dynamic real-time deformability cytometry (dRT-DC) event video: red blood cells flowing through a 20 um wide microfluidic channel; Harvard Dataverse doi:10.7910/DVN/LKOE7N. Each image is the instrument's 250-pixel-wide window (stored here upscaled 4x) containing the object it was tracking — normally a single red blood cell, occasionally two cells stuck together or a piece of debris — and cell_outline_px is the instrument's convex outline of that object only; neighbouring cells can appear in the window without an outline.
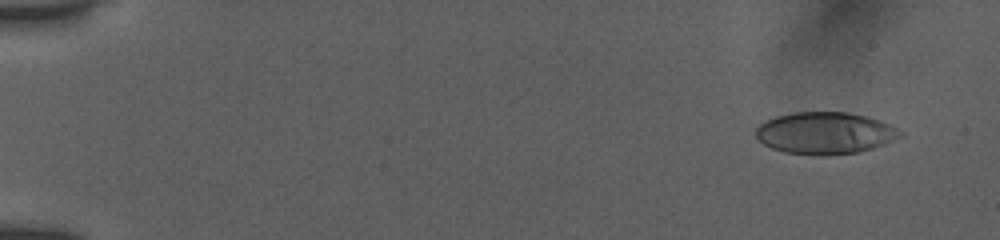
{"species": "human", "species_latin": "Homo sapiens", "temperature_condition": "room temperature", "stored_images_in_passage": 54, "camera_frame_rate_fps": 3000, "um_per_image_px": 0.085, "donor": {"sex": "female"}, "frame": {"image": 1, "passage_image": 4, "time_ms": 1.0, "image_size_px": [1000, 240], "cell_outline_px": [[904, 136], [884, 144], [872, 148], [856, 152], [784, 152], [772, 148], [764, 144], [756, 136], [756, 128], [764, 120], [776, 116], [792, 112], [848, 112], [864, 116], [888, 124], [904, 132]], "centroid_in_image_um": [70.12, 11.26], "position_along_channel_um": 14.9, "area_um2": 34.16}}
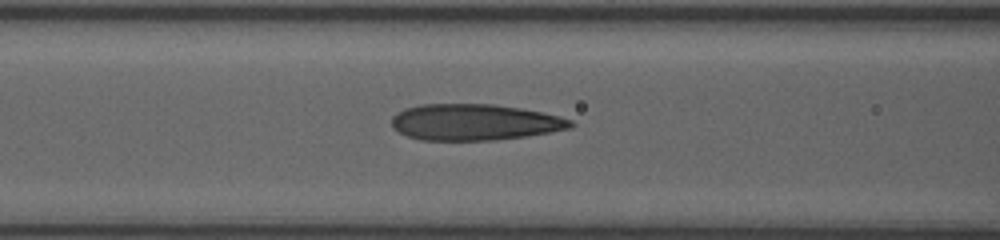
{"frame": {"image": 2, "passage_image": 24, "time_ms": 7.667, "image_size_px": [1000, 240], "cell_outline_px": [[576, 124], [572, 128], [524, 136], [496, 140], [420, 140], [408, 136], [392, 128], [392, 116], [396, 112], [404, 108], [420, 104], [492, 104], [520, 108], [560, 116], [572, 120]], "centroid_in_image_um": [40.31, 10.38], "position_along_channel_um": 126.3, "area_um2": 37.86}}
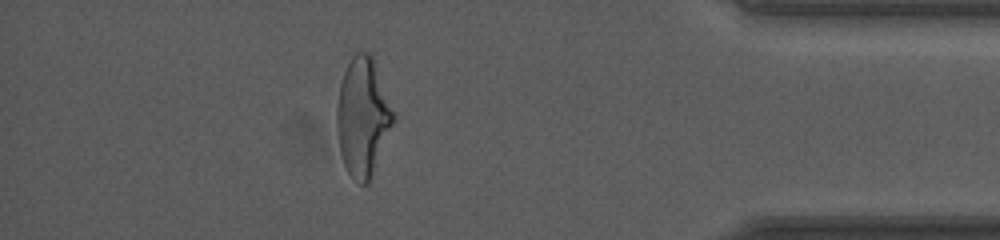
{"frame": {"image": 3, "passage_image": 48, "time_ms": 15.667, "image_size_px": [1000, 240], "cell_outline_px": [[396, 120], [368, 184], [360, 184], [348, 172], [344, 164], [340, 152], [336, 128], [336, 108], [340, 84], [344, 72], [352, 56], [356, 52], [368, 52], [372, 56], [396, 116]], "centroid_in_image_um": [30.84, 9.95], "position_along_channel_um": 404.4, "area_um2": 39.02}, "authors_computed_cell_mechanics": {"area_um2": 37.1654, "velocity_mm_per_s": 3.886, "shape_relaxation_time_tau1_ms": 4.8009, "shape_relaxation_time_tau2_ms": 1.1383, "deformation_change_tau1": 0.2144, "deformation_change_tau2": 0.1182}}